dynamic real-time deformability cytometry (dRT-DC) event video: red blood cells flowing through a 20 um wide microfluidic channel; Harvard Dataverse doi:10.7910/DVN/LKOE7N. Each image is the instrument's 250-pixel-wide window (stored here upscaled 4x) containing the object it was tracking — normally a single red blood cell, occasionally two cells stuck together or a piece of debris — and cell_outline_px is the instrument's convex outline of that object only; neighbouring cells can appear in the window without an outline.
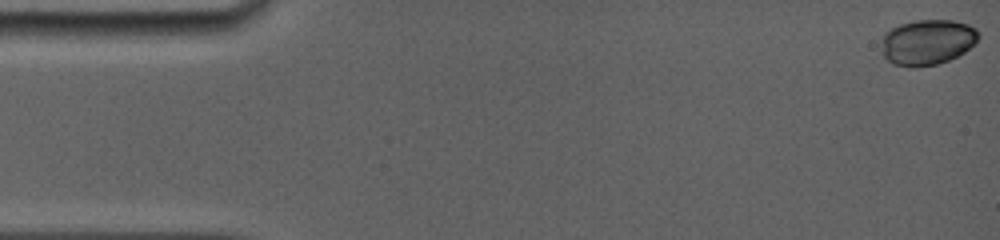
{"species": "common noctule bat (a hibernating species)", "species_latin": "Nyctalus noctula", "temperature_condition": "room temperature", "stored_images_in_passage": 9, "camera_frame_rate_fps": 5000, "um_per_image_px": 0.085, "animal": {"sex": "female", "body_mass_g": 19.0, "forearm_length_mm": 56.7}, "frame": {"image": 1, "passage_image": 1, "time_ms": 0.0, "image_size_px": [1000, 240], "cell_outline_px": [[980, 36], [964, 52], [948, 60], [936, 64], [916, 68], [912, 68], [892, 64], [884, 56], [880, 40], [884, 32], [900, 24], [916, 20], [952, 20], [968, 24], [976, 28], [980, 32]], "centroid_in_image_um": [78.79, 3.58], "position_along_channel_um": 6.2, "area_um2": 25.89}}